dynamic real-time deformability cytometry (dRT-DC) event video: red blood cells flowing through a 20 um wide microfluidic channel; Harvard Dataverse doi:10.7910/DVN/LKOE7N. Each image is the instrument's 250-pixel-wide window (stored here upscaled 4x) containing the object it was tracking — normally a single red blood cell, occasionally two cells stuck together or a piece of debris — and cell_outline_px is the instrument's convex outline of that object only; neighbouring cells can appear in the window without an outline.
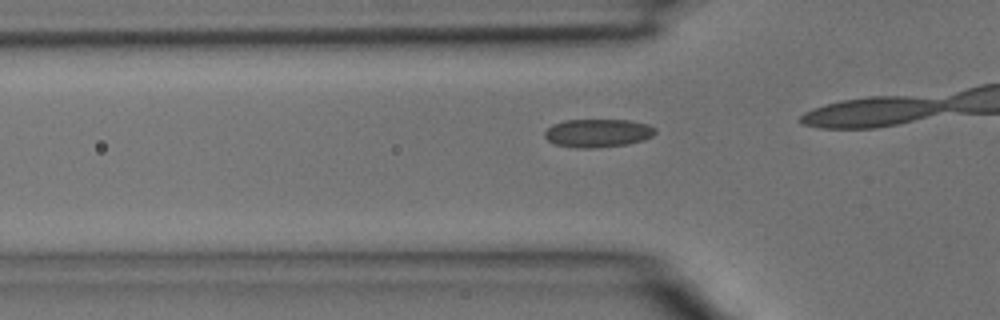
{"species": "common noctule bat (a hibernating species)", "species_latin": "Nyctalus noctula", "temperature_condition": "room temperature", "stored_images_in_passage": 28, "camera_frame_rate_fps": 3000, "um_per_image_px": 0.085, "animal": {"sex": "male", "body_mass_g": 15.6}, "frame": {"image": 1, "passage_image": 9, "time_ms": 2.667, "image_size_px": [1000, 320], "cell_outline_px": [[656, 132], [652, 136], [644, 140], [628, 144], [596, 148], [576, 148], [556, 144], [548, 140], [544, 136], [544, 132], [552, 124], [564, 120], [628, 120], [648, 124], [656, 128]], "centroid_in_image_um": [50.82, 11.31], "position_along_channel_um": 75.0, "area_um2": 18.32}}